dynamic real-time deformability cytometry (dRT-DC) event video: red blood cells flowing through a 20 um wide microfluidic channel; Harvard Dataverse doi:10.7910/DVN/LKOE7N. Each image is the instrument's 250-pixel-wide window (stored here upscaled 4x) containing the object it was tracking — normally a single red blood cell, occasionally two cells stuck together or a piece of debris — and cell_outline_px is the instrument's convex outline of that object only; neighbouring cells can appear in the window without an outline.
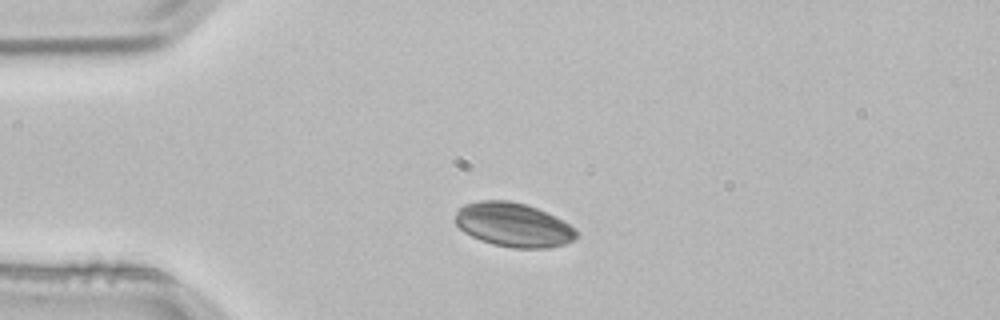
{"species": "common noctule bat (a hibernating species)", "species_latin": "Nyctalus noctula", "temperature_condition": "room temperature", "stored_images_in_passage": 2, "camera_frame_rate_fps": 3000, "um_per_image_px": 0.085, "animal": {"sex": "male", "body_mass_g": 21.5, "forearm_length_mm": 52.0}, "frame": {"image": 1, "passage_image": 1, "time_ms": 0.0, "image_size_px": [1000, 320], "cell_outline_px": [[580, 236], [564, 244], [548, 248], [512, 248], [492, 244], [480, 240], [464, 232], [456, 224], [456, 212], [464, 204], [480, 200], [508, 200], [524, 204], [548, 212], [556, 216], [576, 228], [580, 232]], "centroid_in_image_um": [43.68, 19.11], "position_along_channel_um": 41.3, "area_um2": 31.33}}
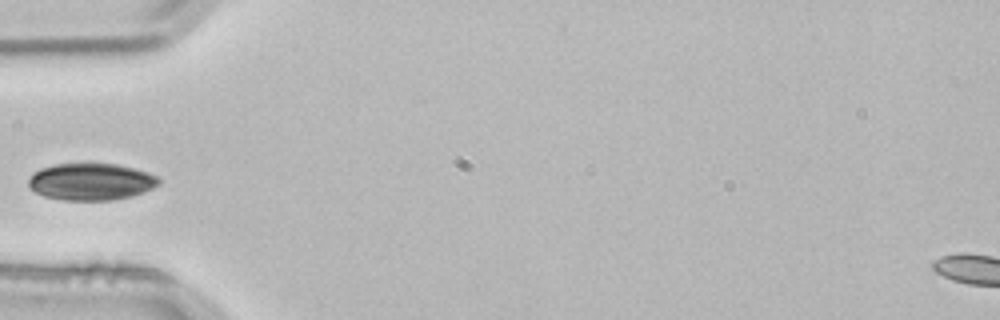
{"frame": {"image": 2, "passage_image": 2, "time_ms": 0.333, "image_size_px": [1000, 320], "cell_outline_px": [[160, 184], [144, 192], [132, 196], [112, 200], [64, 200], [44, 196], [36, 192], [28, 184], [28, 180], [32, 172], [40, 168], [56, 164], [84, 160], [92, 160], [116, 164], [136, 168], [148, 172], [156, 176], [160, 180]], "centroid_in_image_um": [7.73, 15.39], "position_along_channel_um": 77.3, "area_um2": 29.07}}